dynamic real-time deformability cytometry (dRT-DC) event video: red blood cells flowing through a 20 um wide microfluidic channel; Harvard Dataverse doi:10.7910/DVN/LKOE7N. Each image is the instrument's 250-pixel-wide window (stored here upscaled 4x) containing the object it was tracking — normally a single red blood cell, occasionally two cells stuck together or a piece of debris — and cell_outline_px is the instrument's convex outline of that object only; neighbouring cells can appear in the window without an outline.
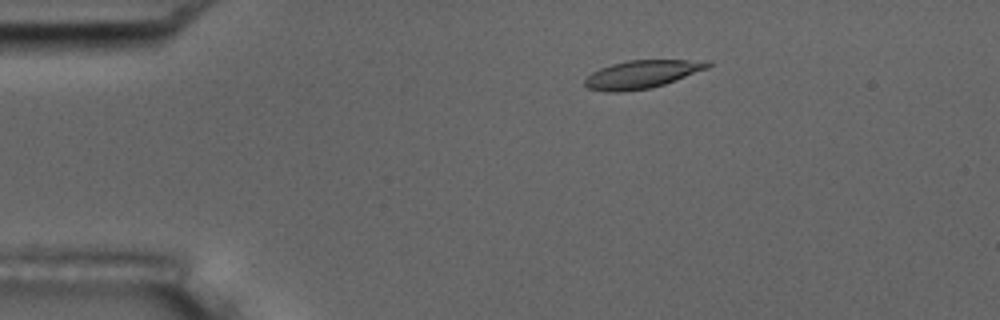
{"species": "common noctule bat (a hibernating species)", "species_latin": "Nyctalus noctula", "temperature_condition": "room temperature", "stored_images_in_passage": 9, "camera_frame_rate_fps": 3000, "um_per_image_px": 0.085, "animal": {"sex": "male", "body_mass_g": 17.5, "forearm_length_mm": 52.3}, "frame": {"image": 1, "passage_image": 2, "time_ms": 1.333, "image_size_px": [1000, 320], "cell_outline_px": [[712, 64], [708, 68], [676, 80], [652, 88], [620, 92], [608, 92], [588, 88], [584, 84], [584, 80], [592, 72], [600, 68], [612, 64], [628, 60], [712, 60]], "centroid_in_image_um": [54.58, 6.31], "position_along_channel_um": 30.4, "area_um2": 20.11}}
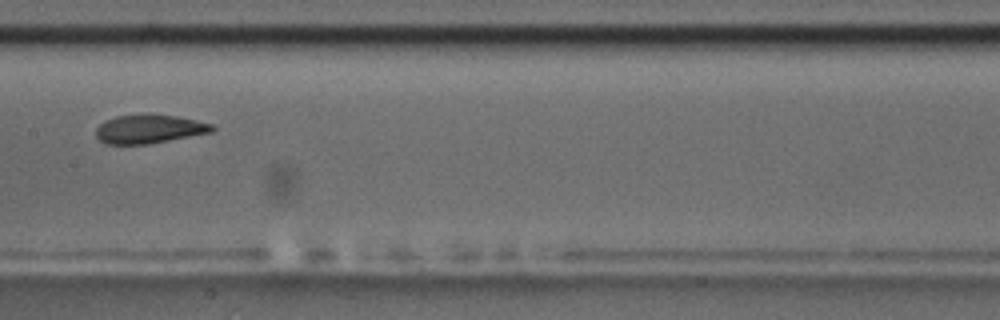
{"frame": {"image": 2, "passage_image": 7, "time_ms": 7.333, "image_size_px": [1000, 320], "cell_outline_px": [[216, 128], [212, 132], [148, 144], [104, 144], [96, 136], [96, 128], [104, 120], [116, 116], [176, 116], [196, 120], [212, 124]], "centroid_in_image_um": [12.67, 10.99], "position_along_channel_um": 194.7, "area_um2": 18.96}}
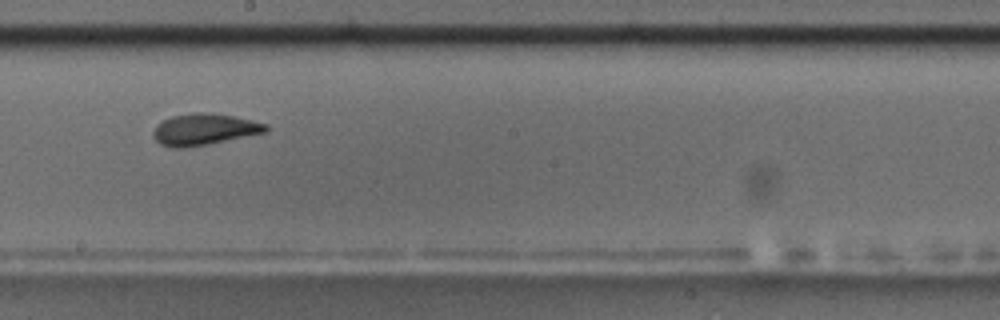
{"frame": {"image": 3, "passage_image": 8, "time_ms": 8.333, "image_size_px": [1000, 320], "cell_outline_px": [[268, 132], [208, 144], [184, 148], [172, 148], [160, 144], [152, 136], [152, 132], [156, 124], [172, 116], [192, 112], [212, 112], [252, 120], [268, 124]], "centroid_in_image_um": [17.35, 10.99], "position_along_channel_um": 230.9, "area_um2": 20.87}}